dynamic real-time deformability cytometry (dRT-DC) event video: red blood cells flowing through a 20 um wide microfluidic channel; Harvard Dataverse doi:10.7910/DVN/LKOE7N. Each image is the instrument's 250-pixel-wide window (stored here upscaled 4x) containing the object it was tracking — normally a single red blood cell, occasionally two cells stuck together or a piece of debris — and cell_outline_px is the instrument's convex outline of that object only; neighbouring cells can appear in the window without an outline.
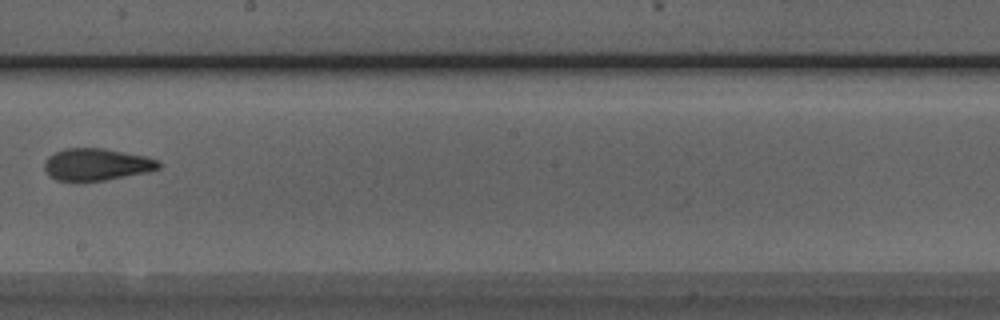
{"species": "Egyptian fruit bat (a non-hibernating species)", "species_latin": "Rousettus aegyptiacus", "temperature_condition": "room temperature", "stored_images_in_passage": 5, "camera_frame_rate_fps": 3000, "um_per_image_px": 0.085, "animal": {"sex": "male"}, "frame": {"image": 1, "passage_image": 5, "time_ms": 1.333, "image_size_px": [1000, 320], "cell_outline_px": [[160, 168], [148, 172], [104, 180], [72, 184], [56, 180], [48, 176], [44, 168], [44, 160], [48, 156], [64, 148], [104, 148], [148, 156], [160, 160]], "centroid_in_image_um": [8.17, 14.01], "position_along_channel_um": 240.0, "area_um2": 22.14}}